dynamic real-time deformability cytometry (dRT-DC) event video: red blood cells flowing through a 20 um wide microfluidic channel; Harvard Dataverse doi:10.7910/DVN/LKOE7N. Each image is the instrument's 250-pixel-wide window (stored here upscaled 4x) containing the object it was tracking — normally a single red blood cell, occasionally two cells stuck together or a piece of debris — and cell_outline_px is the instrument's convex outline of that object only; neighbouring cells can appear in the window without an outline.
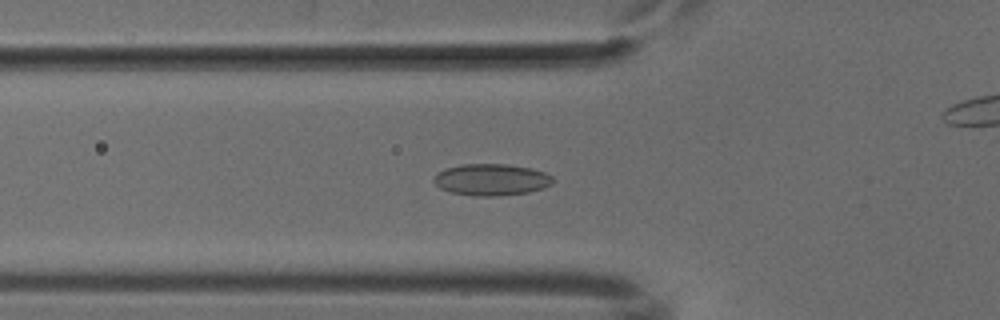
{"species": "common noctule bat (a hibernating species)", "species_latin": "Nyctalus noctula", "temperature_condition": "cold", "stored_images_in_passage": 44, "camera_frame_rate_fps": 3000, "um_per_image_px": 0.085, "animal": {"sex": "male", "body_mass_g": 18.8}, "frame": {"image": 1, "passage_image": 9, "time_ms": 2.667, "image_size_px": [1000, 320], "cell_outline_px": [[552, 184], [544, 188], [528, 192], [500, 196], [472, 196], [452, 192], [440, 188], [432, 180], [444, 168], [464, 164], [508, 164], [532, 168], [544, 172], [552, 176]], "centroid_in_image_um": [41.78, 15.27], "position_along_channel_um": 84.0, "area_um2": 21.96}}
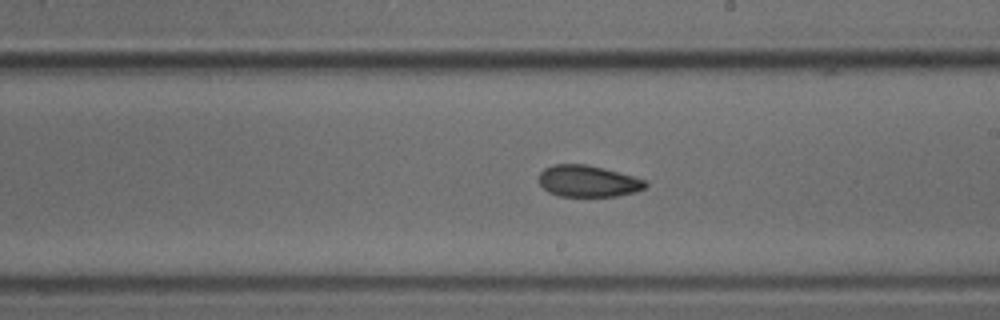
{"frame": {"image": 2, "passage_image": 21, "time_ms": 6.667, "image_size_px": [1000, 320], "cell_outline_px": [[648, 184], [644, 188], [636, 192], [616, 196], [560, 196], [548, 192], [540, 184], [540, 172], [544, 168], [552, 164], [584, 164], [604, 168], [632, 176], [644, 180]], "centroid_in_image_um": [49.96, 15.39], "position_along_channel_um": 239.0, "area_um2": 19.48}}
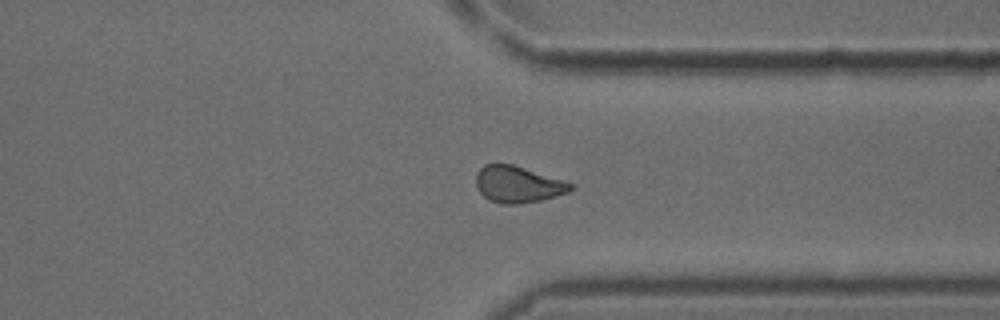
{"frame": {"image": 3, "passage_image": 31, "time_ms": 10.0, "image_size_px": [1000, 320], "cell_outline_px": [[572, 188], [568, 192], [556, 196], [540, 200], [516, 204], [500, 204], [488, 200], [480, 192], [476, 184], [476, 172], [484, 164], [512, 164], [572, 184]], "centroid_in_image_um": [43.95, 15.68], "position_along_channel_um": 367.4, "area_um2": 19.77}}